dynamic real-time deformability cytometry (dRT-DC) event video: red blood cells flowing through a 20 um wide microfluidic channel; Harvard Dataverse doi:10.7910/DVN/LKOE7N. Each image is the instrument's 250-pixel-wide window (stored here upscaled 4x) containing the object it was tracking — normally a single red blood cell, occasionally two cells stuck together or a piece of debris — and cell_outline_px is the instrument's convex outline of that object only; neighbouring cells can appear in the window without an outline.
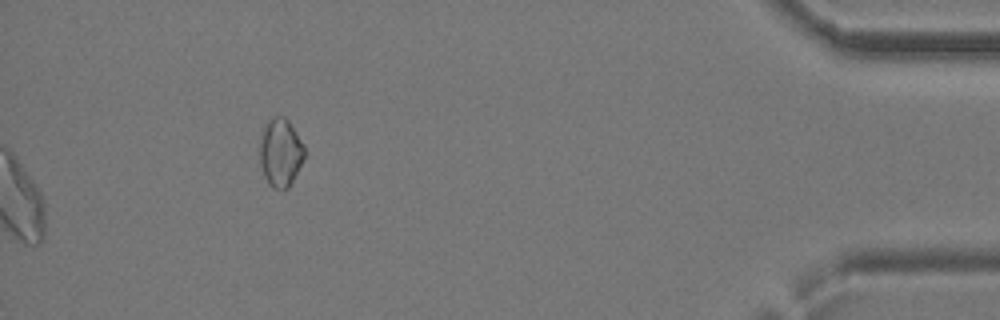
{"species": "common noctule bat (a hibernating species)", "species_latin": "Nyctalus noctula", "temperature_condition": "cold", "stored_images_in_passage": 33, "camera_frame_rate_fps": 3000, "um_per_image_px": 0.085, "animal": {"sex": "female", "body_mass_g": 24.6, "forearm_length_mm": 56.2}, "frame": {"image": 1, "passage_image": 33, "time_ms": 10.667, "image_size_px": [1000, 320], "cell_outline_px": [[304, 156], [288, 188], [284, 192], [272, 188], [268, 184], [264, 176], [260, 164], [260, 140], [264, 128], [268, 120], [276, 116], [284, 116], [288, 120], [304, 144]], "centroid_in_image_um": [23.82, 12.99], "position_along_channel_um": 411.4, "area_um2": 17.69}}